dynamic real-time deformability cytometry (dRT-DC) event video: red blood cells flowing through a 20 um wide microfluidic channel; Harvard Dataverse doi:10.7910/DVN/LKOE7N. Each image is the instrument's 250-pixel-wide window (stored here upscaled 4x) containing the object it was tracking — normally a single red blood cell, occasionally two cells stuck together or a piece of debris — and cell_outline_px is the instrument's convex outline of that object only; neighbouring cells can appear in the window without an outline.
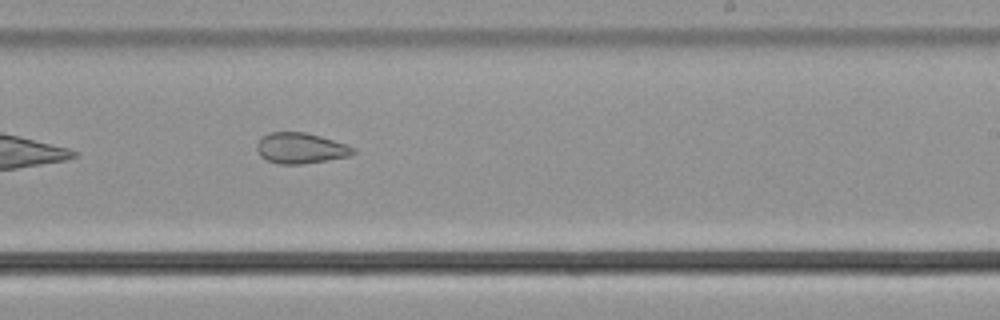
{"species": "common noctule bat (a hibernating species)", "species_latin": "Nyctalus noctula", "temperature_condition": "cold", "stored_images_in_passage": 41, "camera_frame_rate_fps": 3000, "um_per_image_px": 0.085, "animal": {"sex": "male", "body_mass_g": 21.5, "forearm_length_mm": 52.0}, "frame": {"image": 1, "passage_image": 25, "time_ms": 8.0, "image_size_px": [1000, 320], "cell_outline_px": [[356, 152], [348, 156], [300, 164], [280, 164], [268, 160], [260, 156], [256, 148], [256, 144], [268, 132], [308, 132], [356, 148]], "centroid_in_image_um": [25.53, 12.58], "position_along_channel_um": 263.5, "area_um2": 16.99}}